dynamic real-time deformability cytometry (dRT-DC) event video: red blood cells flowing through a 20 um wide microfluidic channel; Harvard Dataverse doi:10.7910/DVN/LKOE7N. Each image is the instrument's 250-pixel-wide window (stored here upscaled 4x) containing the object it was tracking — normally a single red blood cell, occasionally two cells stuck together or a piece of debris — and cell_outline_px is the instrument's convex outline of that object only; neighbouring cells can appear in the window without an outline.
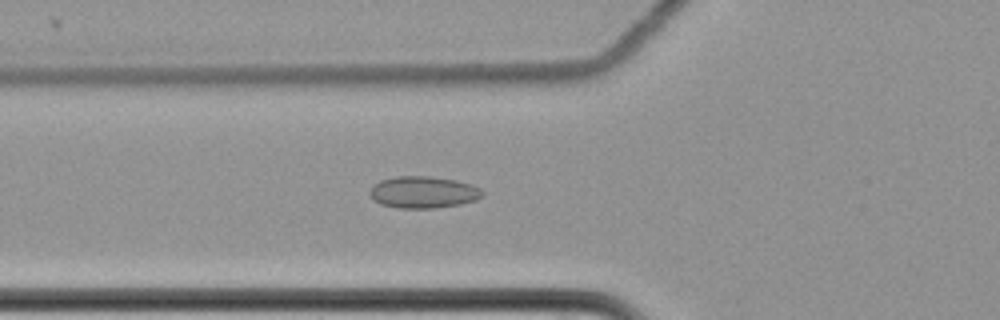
{"species": "common noctule bat (a hibernating species)", "species_latin": "Nyctalus noctula", "temperature_condition": "cold", "stored_images_in_passage": 61, "camera_frame_rate_fps": 3000, "um_per_image_px": 0.085, "animal": {"sex": "female", "body_mass_g": 22.7, "forearm_length_mm": 54.2}, "frame": {"image": 1, "passage_image": 24, "time_ms": 7.667, "image_size_px": [1000, 320], "cell_outline_px": [[484, 192], [476, 200], [460, 204], [436, 208], [396, 208], [380, 204], [368, 192], [380, 180], [396, 176], [428, 176], [456, 180], [472, 184], [480, 188]], "centroid_in_image_um": [36.0, 16.34], "position_along_channel_um": 89.8, "area_um2": 20.81}}
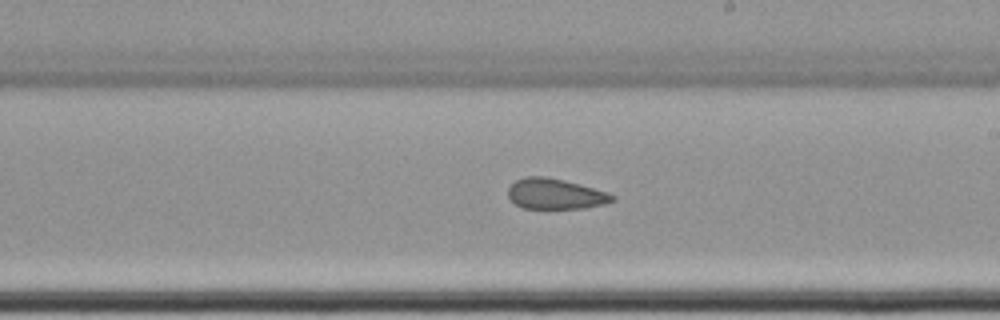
{"frame": {"image": 2, "passage_image": 37, "time_ms": 12.0, "image_size_px": [1000, 320], "cell_outline_px": [[616, 200], [604, 204], [584, 208], [524, 208], [516, 204], [508, 196], [508, 188], [516, 180], [528, 176], [544, 176], [564, 180], [580, 184], [608, 192], [616, 196]], "centroid_in_image_um": [47.24, 16.48], "position_along_channel_um": 241.8, "area_um2": 18.5}}
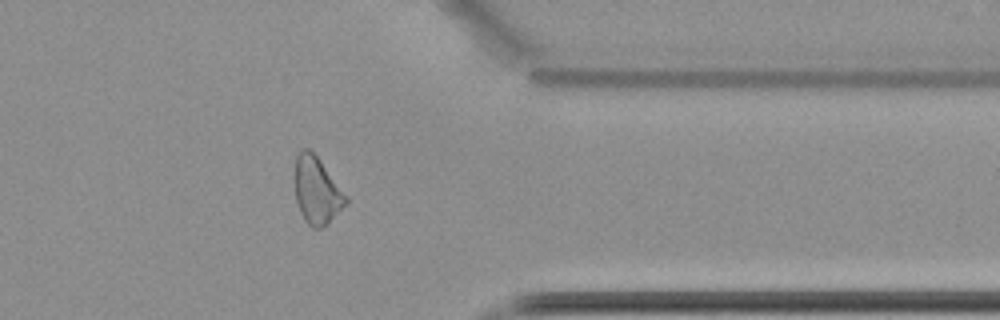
{"frame": {"image": 3, "passage_image": 50, "time_ms": 16.333, "image_size_px": [1000, 320], "cell_outline_px": [[348, 204], [320, 228], [312, 228], [304, 220], [300, 212], [296, 200], [296, 156], [300, 148], [308, 148], [320, 160], [348, 196]], "centroid_in_image_um": [26.95, 16.19], "position_along_channel_um": 384.5, "area_um2": 19.71}, "authors_computed_cell_mechanics": {"area_um2": 20.808, "velocity_mm_per_s": 3.5081, "shape_relaxation_time_tau1_ms": null, "shape_relaxation_time_tau2_ms": 4.494, "deformation_change_tau1": null, "deformation_change_tau2": 0.1063}}